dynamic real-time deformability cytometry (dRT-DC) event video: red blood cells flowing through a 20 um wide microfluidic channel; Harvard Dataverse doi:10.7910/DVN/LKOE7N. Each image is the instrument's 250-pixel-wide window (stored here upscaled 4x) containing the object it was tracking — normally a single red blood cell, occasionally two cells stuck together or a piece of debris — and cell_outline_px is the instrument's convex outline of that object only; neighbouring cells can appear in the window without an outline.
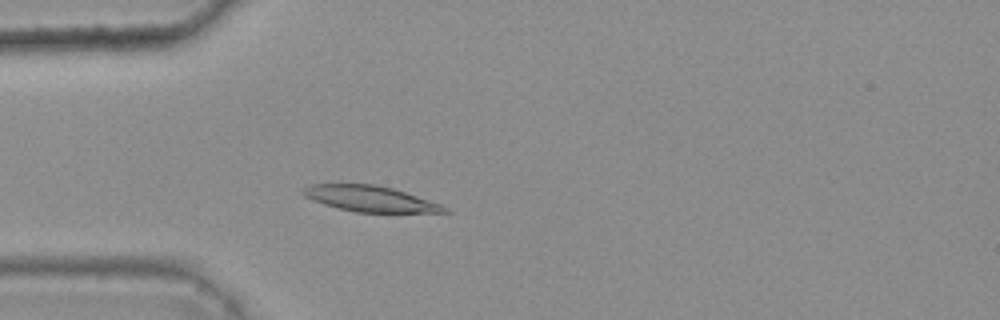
{"species": "common noctule bat (a hibernating species)", "species_latin": "Nyctalus noctula", "temperature_condition": "warm", "stored_images_in_passage": 43, "camera_frame_rate_fps": 3000, "um_per_image_px": 0.085, "animal": {"sex": "female", "body_mass_g": 25.1}, "frame": {"image": 1, "passage_image": 13, "time_ms": 4.0, "image_size_px": [1000, 320], "cell_outline_px": [[452, 212], [356, 212], [336, 208], [324, 204], [304, 196], [300, 192], [300, 188], [308, 184], [376, 184], [392, 188], [440, 204], [448, 208]], "centroid_in_image_um": [31.39, 16.88], "position_along_channel_um": 53.6, "area_um2": 21.15}}
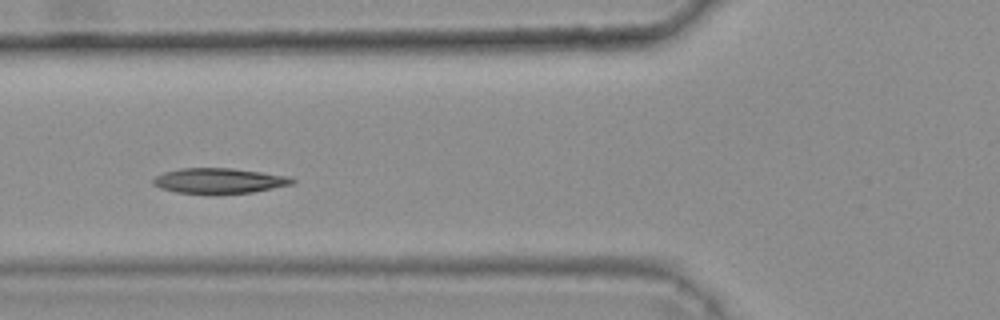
{"frame": {"image": 2, "passage_image": 18, "time_ms": 5.667, "image_size_px": [1000, 320], "cell_outline_px": [[296, 180], [292, 184], [252, 192], [216, 196], [212, 196], [176, 192], [160, 188], [152, 184], [152, 180], [156, 176], [164, 172], [180, 168], [232, 168], [288, 176]], "centroid_in_image_um": [18.57, 15.4], "position_along_channel_um": 107.2, "area_um2": 21.04}}
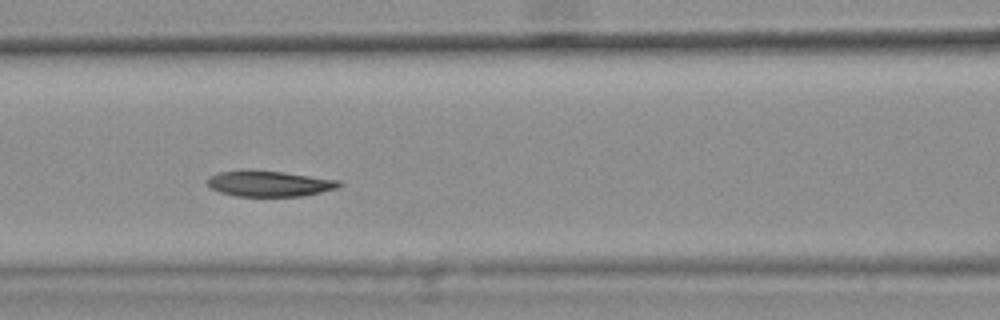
{"frame": {"image": 3, "passage_image": 21, "time_ms": 6.667, "image_size_px": [1000, 320], "cell_outline_px": [[344, 184], [340, 188], [300, 196], [236, 196], [220, 192], [212, 188], [208, 184], [208, 176], [220, 172], [240, 168], [248, 168], [284, 172], [340, 180]], "centroid_in_image_um": [22.89, 15.58], "position_along_channel_um": 143.7, "area_um2": 20.23}, "authors_computed_cell_mechanics": {"area_um2": 20.808, "velocity_mm_per_s": 3.6528, "shape_relaxation_time_tau1_ms": 7.0349, "shape_relaxation_time_tau2_ms": 4.2432, "deformation_change_tau1": 0.1849, "deformation_change_tau2": 0.0825}}